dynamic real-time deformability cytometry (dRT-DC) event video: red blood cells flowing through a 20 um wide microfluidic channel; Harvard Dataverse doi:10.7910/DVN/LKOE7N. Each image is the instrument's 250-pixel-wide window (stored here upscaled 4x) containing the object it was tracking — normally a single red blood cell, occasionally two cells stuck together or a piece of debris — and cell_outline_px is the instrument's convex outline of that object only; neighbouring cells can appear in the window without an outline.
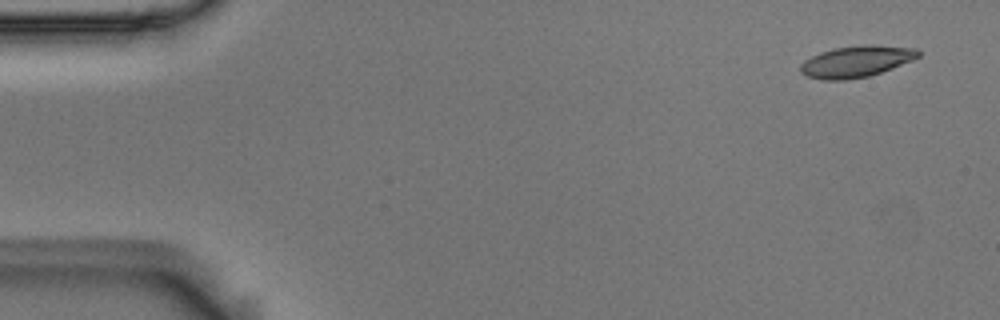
{"species": "Egyptian fruit bat (a non-hibernating species)", "species_latin": "Rousettus aegyptiacus", "temperature_condition": "room temperature", "stored_images_in_passage": 8, "camera_frame_rate_fps": 3000, "um_per_image_px": 0.085, "animal": {"sex": "male"}, "frame": {"image": 1, "passage_image": 1, "time_ms": 0.0, "image_size_px": [1000, 320], "cell_outline_px": [[920, 56], [912, 60], [892, 68], [868, 76], [844, 80], [824, 80], [808, 76], [800, 72], [800, 64], [804, 60], [820, 52], [832, 48], [860, 44], [872, 44], [916, 48], [920, 52]], "centroid_in_image_um": [72.77, 5.2], "position_along_channel_um": 12.2, "area_um2": 21.68}}
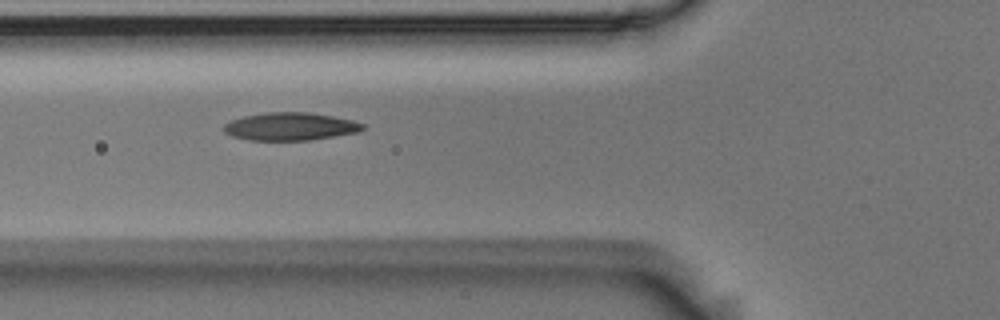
{"frame": {"image": 2, "passage_image": 6, "time_ms": 1.667, "image_size_px": [1000, 320], "cell_outline_px": [[364, 128], [360, 132], [308, 140], [248, 140], [232, 136], [224, 132], [220, 128], [224, 124], [232, 120], [244, 116], [264, 112], [308, 112], [332, 116], [352, 120], [364, 124]], "centroid_in_image_um": [24.64, 10.75], "position_along_channel_um": 101.2, "area_um2": 22.6}}
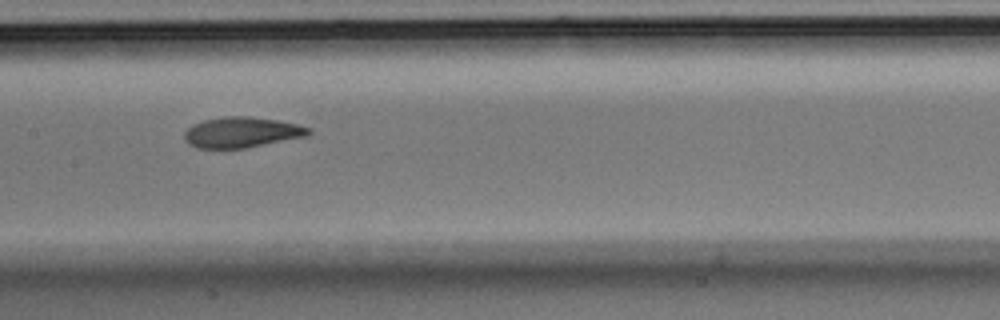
{"frame": {"image": 3, "passage_image": 8, "time_ms": 2.333, "image_size_px": [1000, 320], "cell_outline_px": [[312, 132], [308, 136], [248, 148], [196, 148], [188, 144], [184, 140], [184, 132], [192, 124], [204, 120], [228, 116], [248, 116], [276, 120], [296, 124], [312, 128]], "centroid_in_image_um": [20.56, 11.26], "position_along_channel_um": 186.8, "area_um2": 22.31}}